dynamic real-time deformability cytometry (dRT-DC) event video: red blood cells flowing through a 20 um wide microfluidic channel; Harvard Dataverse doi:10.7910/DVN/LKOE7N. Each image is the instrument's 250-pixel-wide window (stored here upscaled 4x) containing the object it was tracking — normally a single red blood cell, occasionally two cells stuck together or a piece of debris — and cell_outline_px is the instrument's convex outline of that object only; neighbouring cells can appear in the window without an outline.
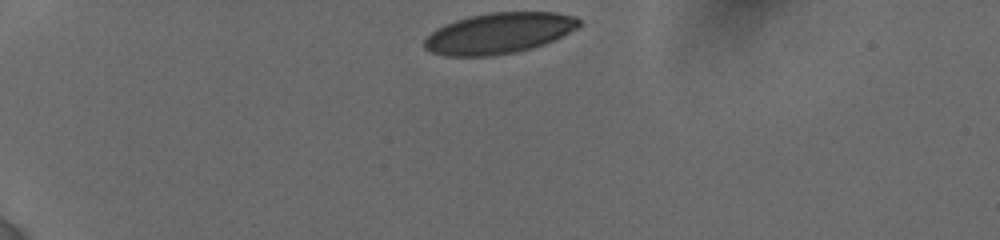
{"species": "human", "species_latin": "Homo sapiens", "temperature_condition": "cold", "stored_images_in_passage": 21, "camera_frame_rate_fps": 3000, "um_per_image_px": 0.085, "donor": {"sex": "female"}, "frame": {"image": 1, "passage_image": 1, "time_ms": 0.0, "image_size_px": [1000, 240], "cell_outline_px": [[580, 24], [576, 28], [544, 44], [532, 48], [516, 52], [492, 56], [444, 56], [432, 52], [424, 48], [424, 40], [436, 28], [444, 24], [468, 16], [488, 12], [556, 12], [576, 16], [580, 20]], "centroid_in_image_um": [42.38, 2.82], "position_along_channel_um": 42.6, "area_um2": 36.82}}
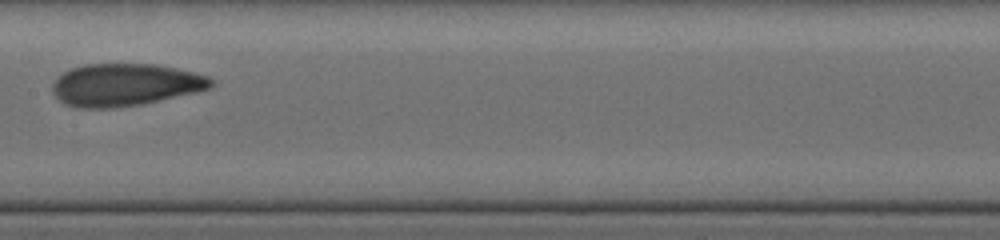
{"frame": {"image": 2, "passage_image": 10, "time_ms": 5.667, "image_size_px": [1000, 240], "cell_outline_px": [[216, 84], [208, 88], [196, 92], [140, 104], [112, 108], [76, 108], [64, 104], [52, 92], [52, 84], [56, 76], [72, 68], [84, 64], [156, 64], [176, 68], [208, 76], [216, 80]], "centroid_in_image_um": [10.61, 7.2], "position_along_channel_um": 196.8, "area_um2": 39.3}}
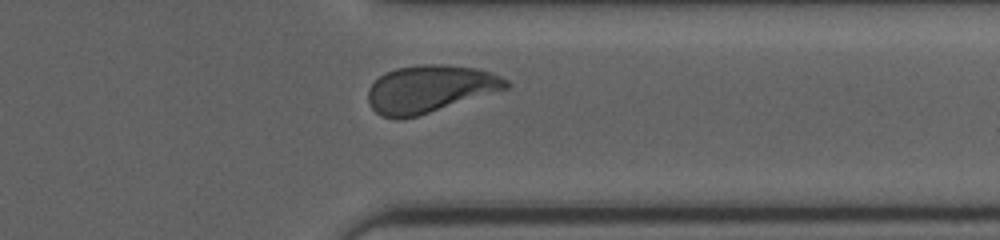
{"frame": {"image": 3, "passage_image": 18, "time_ms": 10.333, "image_size_px": [1000, 240], "cell_outline_px": [[512, 84], [508, 88], [416, 116], [400, 120], [396, 120], [380, 116], [372, 108], [368, 100], [368, 88], [380, 76], [396, 68], [420, 64], [448, 64], [476, 68], [492, 72], [508, 80]], "centroid_in_image_um": [36.53, 7.55], "position_along_channel_um": 374.9, "area_um2": 38.09}, "authors_computed_cell_mechanics": {"area_um2": 38.0902, "velocity_mm_per_s": 3.8243, "shape_relaxation_time_tau1_ms": 10.2665, "shape_relaxation_time_tau2_ms": 1.1118, "deformation_change_tau1": 0.2242, "deformation_change_tau2": 0.0594}}